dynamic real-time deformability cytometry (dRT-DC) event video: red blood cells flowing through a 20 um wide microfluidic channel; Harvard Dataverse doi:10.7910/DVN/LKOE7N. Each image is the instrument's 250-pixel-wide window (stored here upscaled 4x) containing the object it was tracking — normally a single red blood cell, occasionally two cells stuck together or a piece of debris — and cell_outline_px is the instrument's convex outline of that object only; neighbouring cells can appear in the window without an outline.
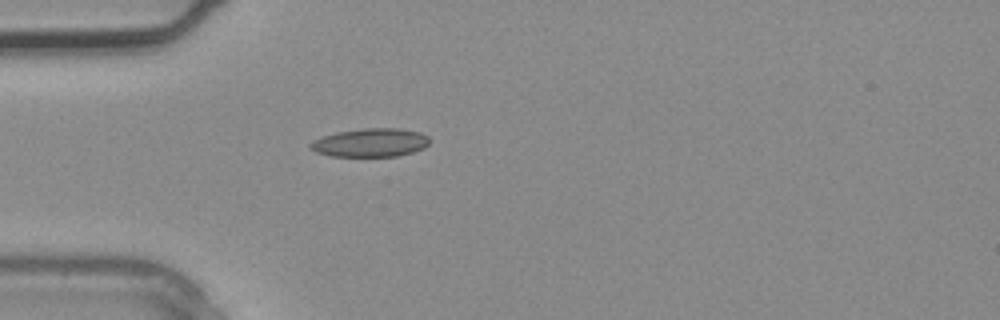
{"species": "common noctule bat (a hibernating species)", "species_latin": "Nyctalus noctula", "temperature_condition": "warm", "stored_images_in_passage": 3, "camera_frame_rate_fps": 3000, "um_per_image_px": 0.085, "animal": {"sex": "male", "body_mass_g": 20.4}, "frame": {"image": 1, "passage_image": 3, "time_ms": 0.667, "image_size_px": [1000, 320], "cell_outline_px": [[428, 144], [424, 148], [412, 152], [396, 156], [332, 156], [316, 152], [308, 148], [308, 144], [312, 140], [336, 132], [364, 128], [400, 128], [420, 132], [428, 136]], "centroid_in_image_um": [31.46, 12.12], "position_along_channel_um": 53.5, "area_um2": 19.83}}